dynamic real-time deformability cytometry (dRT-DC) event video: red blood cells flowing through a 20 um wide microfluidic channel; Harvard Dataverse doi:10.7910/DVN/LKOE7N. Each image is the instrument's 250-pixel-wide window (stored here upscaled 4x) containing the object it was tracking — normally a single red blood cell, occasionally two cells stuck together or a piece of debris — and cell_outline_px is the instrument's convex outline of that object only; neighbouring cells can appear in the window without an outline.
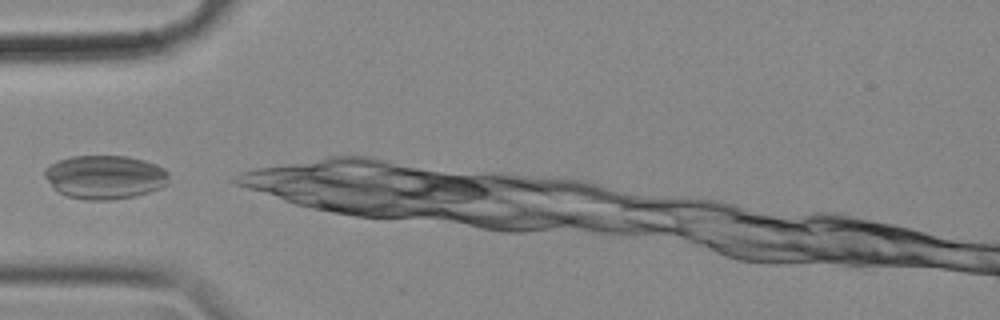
{"species": "common noctule bat (a hibernating species)", "species_latin": "Nyctalus noctula", "temperature_condition": "cold", "stored_images_in_passage": 31, "camera_frame_rate_fps": 3000, "um_per_image_px": 0.085, "animal": {"sex": "female", "body_mass_g": 18.4}, "frame": {"image": 1, "passage_image": 1, "time_ms": 0.0, "image_size_px": [1000, 320], "cell_outline_px": [[168, 184], [160, 188], [136, 196], [112, 200], [88, 200], [68, 196], [60, 192], [44, 176], [44, 168], [56, 160], [72, 156], [128, 156], [144, 160], [156, 164], [164, 168], [168, 172]], "centroid_in_image_um": [8.94, 15.04], "position_along_channel_um": 76.1, "area_um2": 31.73}}